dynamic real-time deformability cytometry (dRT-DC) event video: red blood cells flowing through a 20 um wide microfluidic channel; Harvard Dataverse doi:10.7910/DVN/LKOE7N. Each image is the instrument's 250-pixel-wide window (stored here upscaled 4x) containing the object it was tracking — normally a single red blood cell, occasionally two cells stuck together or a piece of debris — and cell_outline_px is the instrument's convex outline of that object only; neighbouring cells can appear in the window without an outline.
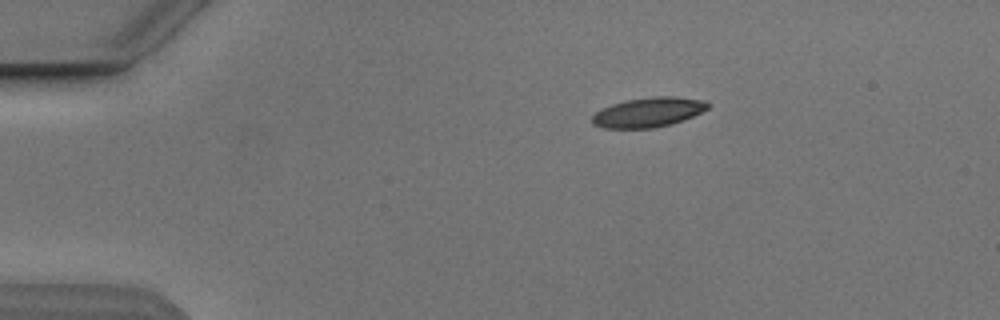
{"species": "Egyptian fruit bat (a non-hibernating species)", "species_latin": "Rousettus aegyptiacus", "temperature_condition": "cold", "stored_images_in_passage": 6, "camera_frame_rate_fps": 3000, "um_per_image_px": 0.085, "animal": {"sex": "male"}, "frame": {"image": 1, "passage_image": 1, "time_ms": 0.0, "image_size_px": [1000, 320], "cell_outline_px": [[708, 108], [684, 120], [672, 124], [652, 128], [604, 128], [592, 124], [592, 116], [596, 112], [612, 104], [624, 100], [652, 96], [676, 96], [704, 100], [708, 104]], "centroid_in_image_um": [55.1, 9.54], "position_along_channel_um": 29.9, "area_um2": 20.0}}
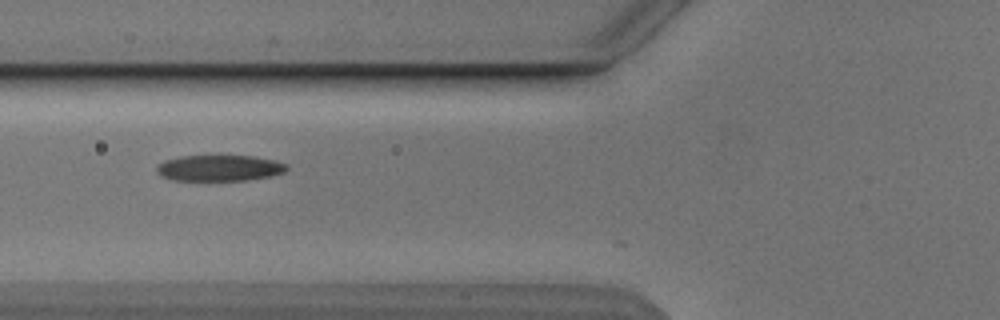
{"frame": {"image": 2, "passage_image": 4, "time_ms": 3.667, "image_size_px": [1000, 320], "cell_outline_px": [[288, 168], [284, 172], [268, 176], [244, 180], [172, 180], [160, 176], [156, 172], [156, 164], [164, 160], [180, 156], [256, 156], [276, 160], [288, 164]], "centroid_in_image_um": [18.61, 14.27], "position_along_channel_um": 107.2, "area_um2": 19.83}}
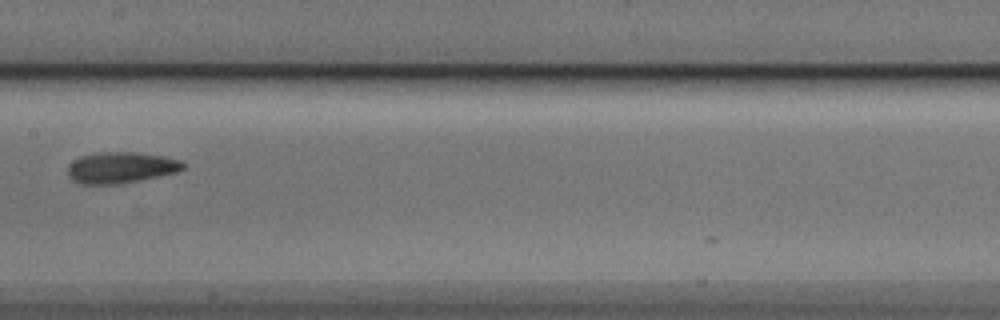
{"frame": {"image": 3, "passage_image": 6, "time_ms": 6.0, "image_size_px": [1000, 320], "cell_outline_px": [[184, 168], [176, 172], [120, 184], [80, 184], [72, 180], [68, 176], [68, 164], [72, 160], [80, 156], [96, 152], [136, 152], [164, 156], [184, 160]], "centroid_in_image_um": [10.25, 14.23], "position_along_channel_um": 197.2, "area_um2": 21.15}}